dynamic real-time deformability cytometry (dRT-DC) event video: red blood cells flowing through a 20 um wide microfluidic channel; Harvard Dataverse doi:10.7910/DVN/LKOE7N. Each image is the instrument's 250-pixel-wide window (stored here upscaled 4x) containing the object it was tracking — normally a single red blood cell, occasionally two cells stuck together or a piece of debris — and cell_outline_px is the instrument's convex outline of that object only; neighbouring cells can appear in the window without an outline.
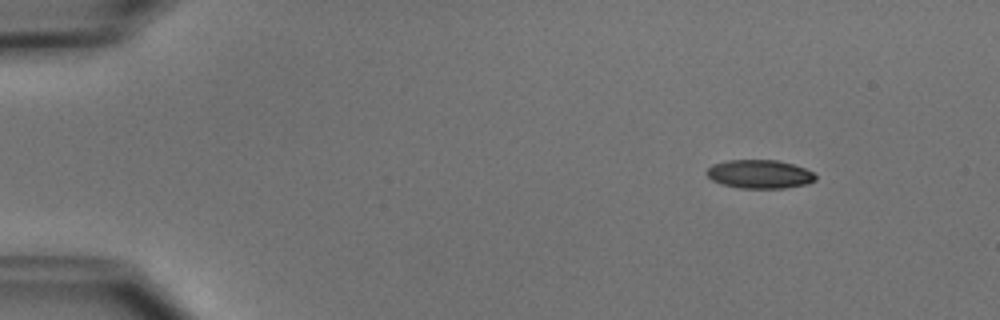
{"species": "common noctule bat (a hibernating species)", "species_latin": "Nyctalus noctula", "temperature_condition": "cold", "stored_images_in_passage": 5, "camera_frame_rate_fps": 3000, "um_per_image_px": 0.085, "animal": {"sex": "male", "body_mass_g": 15.6}, "frame": {"image": 1, "passage_image": 2, "time_ms": 1.333, "image_size_px": [1000, 320], "cell_outline_px": [[816, 180], [808, 184], [784, 188], [740, 188], [720, 184], [712, 180], [704, 172], [712, 164], [728, 160], [776, 160], [792, 164], [804, 168], [812, 172], [816, 176]], "centroid_in_image_um": [64.54, 14.8], "position_along_channel_um": 20.5, "area_um2": 18.21}}
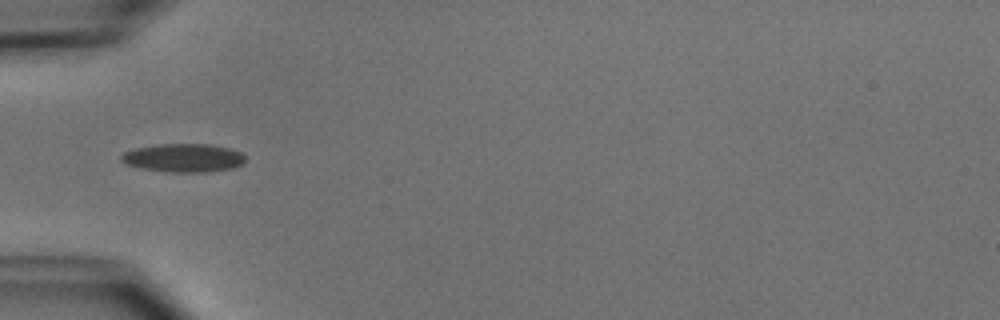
{"frame": {"image": 2, "passage_image": 5, "time_ms": 5.0, "image_size_px": [1000, 320], "cell_outline_px": [[244, 164], [232, 168], [204, 172], [172, 172], [140, 168], [124, 164], [120, 160], [120, 156], [124, 152], [136, 148], [160, 144], [208, 144], [228, 148], [240, 152], [244, 156]], "centroid_in_image_um": [15.57, 13.42], "position_along_channel_um": 69.4, "area_um2": 20.46}}